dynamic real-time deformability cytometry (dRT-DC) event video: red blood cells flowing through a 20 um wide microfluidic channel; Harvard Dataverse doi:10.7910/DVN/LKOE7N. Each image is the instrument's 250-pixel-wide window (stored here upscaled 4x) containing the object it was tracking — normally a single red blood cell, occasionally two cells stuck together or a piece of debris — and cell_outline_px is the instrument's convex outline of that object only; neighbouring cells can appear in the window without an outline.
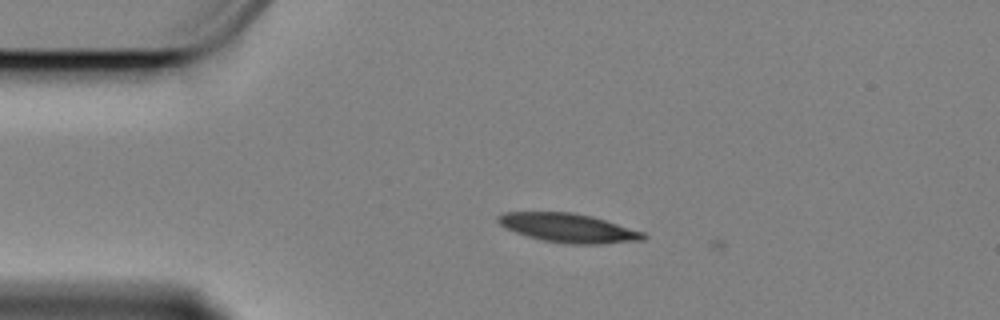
{"species": "Egyptian fruit bat (a non-hibernating species)", "species_latin": "Rousettus aegyptiacus", "temperature_condition": "cold", "stored_images_in_passage": 9, "camera_frame_rate_fps": 3000, "um_per_image_px": 0.085, "animal": {"sex": "female"}, "frame": {"image": 1, "passage_image": 8, "time_ms": 2.333, "image_size_px": [1000, 320], "cell_outline_px": [[648, 236], [644, 240], [604, 244], [564, 244], [540, 240], [504, 228], [496, 220], [496, 216], [504, 212], [572, 212], [592, 216], [644, 232]], "centroid_in_image_um": [48.31, 19.38], "position_along_channel_um": 36.7, "area_um2": 24.74}}